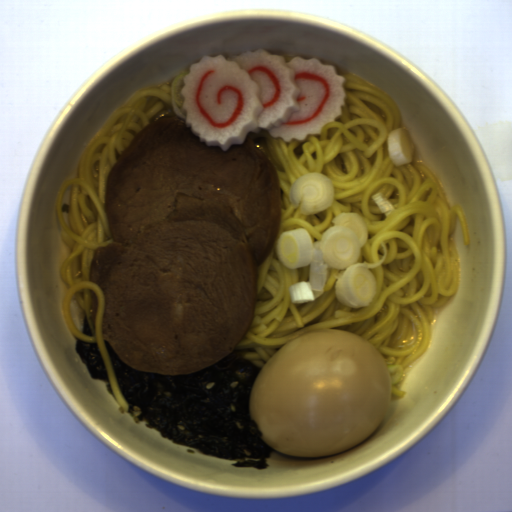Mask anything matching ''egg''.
Here are the masks:
<instances>
[{
    "label": "egg",
    "instance_id": "egg-1",
    "mask_svg": "<svg viewBox=\"0 0 512 512\" xmlns=\"http://www.w3.org/2000/svg\"><path fill=\"white\" fill-rule=\"evenodd\" d=\"M388 364L358 334L319 328L262 366L249 414L262 439L282 455L317 458L347 452L370 437L390 403Z\"/></svg>",
    "mask_w": 512,
    "mask_h": 512
}]
</instances>
